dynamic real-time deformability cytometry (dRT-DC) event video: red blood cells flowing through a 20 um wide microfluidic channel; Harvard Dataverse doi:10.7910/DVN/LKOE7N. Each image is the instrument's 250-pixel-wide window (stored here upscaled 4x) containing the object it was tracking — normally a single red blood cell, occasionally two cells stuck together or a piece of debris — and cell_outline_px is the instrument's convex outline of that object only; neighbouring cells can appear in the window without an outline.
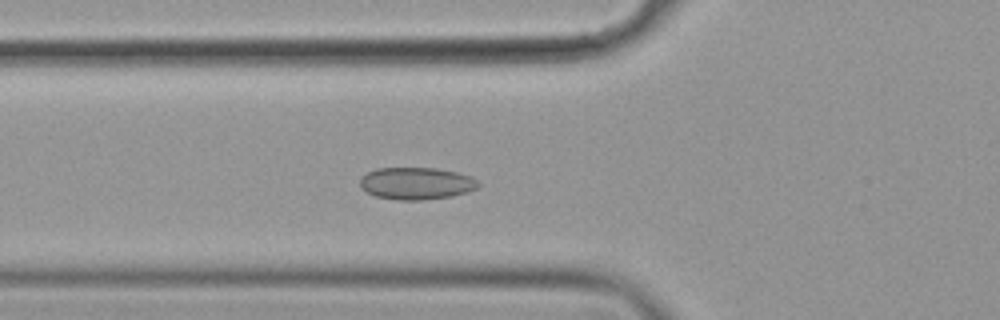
{"species": "common noctule bat (a hibernating species)", "species_latin": "Nyctalus noctula", "temperature_condition": "cold", "stored_images_in_passage": 57, "camera_frame_rate_fps": 3000, "um_per_image_px": 0.085, "animal": {"sex": "female", "body_mass_g": 19.9}, "frame": {"image": 1, "passage_image": 21, "time_ms": 6.667, "image_size_px": [1000, 320], "cell_outline_px": [[480, 184], [476, 188], [468, 192], [452, 196], [420, 200], [396, 200], [376, 196], [360, 188], [360, 176], [376, 168], [436, 168], [456, 172], [472, 176]], "centroid_in_image_um": [35.37, 15.58], "position_along_channel_um": 90.4, "area_um2": 22.25}}
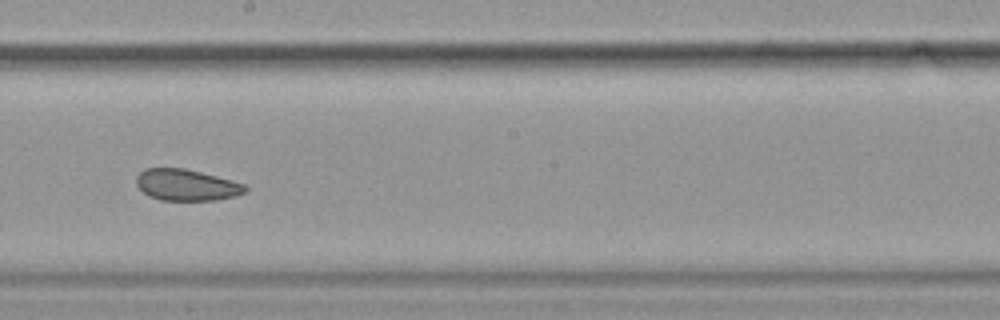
{"frame": {"image": 2, "passage_image": 33, "time_ms": 10.667, "image_size_px": [1000, 320], "cell_outline_px": [[248, 188], [244, 192], [236, 196], [216, 200], [160, 200], [148, 196], [136, 184], [136, 176], [144, 168], [184, 168], [232, 180], [244, 184]], "centroid_in_image_um": [15.83, 15.72], "position_along_channel_um": 232.4, "area_um2": 19.88}}
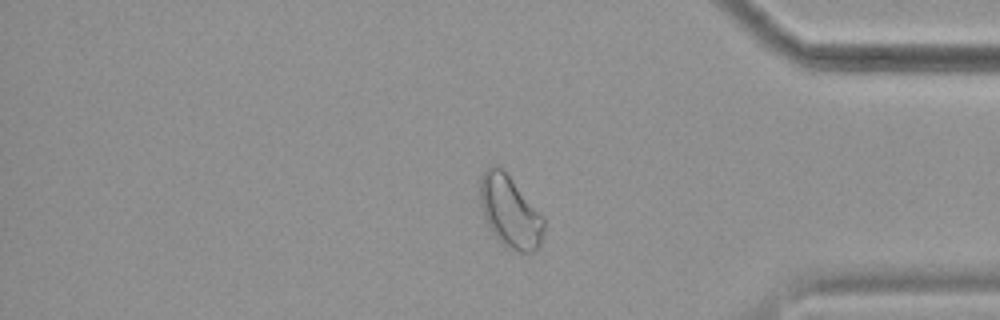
{"frame": {"image": 3, "passage_image": 48, "time_ms": 15.667, "image_size_px": [1000, 320], "cell_outline_px": [[544, 232], [540, 244], [532, 252], [512, 252], [492, 232], [484, 216], [480, 204], [480, 176], [492, 164], [496, 164], [504, 168], [544, 216]], "centroid_in_image_um": [43.36, 17.95], "position_along_channel_um": 391.8, "area_um2": 27.05}, "authors_computed_cell_mechanics": {"area_um2": 23.5824, "velocity_mm_per_s": 3.5525, "shape_relaxation_time_tau1_ms": null, "shape_relaxation_time_tau2_ms": 2.317, "deformation_change_tau1": null, "deformation_change_tau2": 0.0654}}